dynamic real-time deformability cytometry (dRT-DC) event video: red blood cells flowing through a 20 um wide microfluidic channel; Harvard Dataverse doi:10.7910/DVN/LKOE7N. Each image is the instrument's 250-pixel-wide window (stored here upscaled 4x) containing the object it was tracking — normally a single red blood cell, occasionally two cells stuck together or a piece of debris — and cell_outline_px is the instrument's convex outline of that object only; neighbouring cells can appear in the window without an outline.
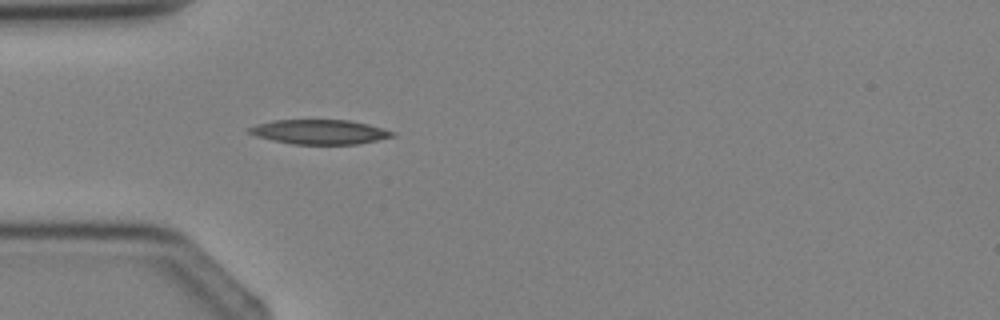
{"species": "Egyptian fruit bat (a non-hibernating species)", "species_latin": "Rousettus aegyptiacus", "temperature_condition": "cold", "stored_images_in_passage": 3, "camera_frame_rate_fps": 3000, "um_per_image_px": 0.085, "animal": {"sex": "female"}, "frame": {"image": 1, "passage_image": 3, "time_ms": 3.333, "image_size_px": [1000, 320], "cell_outline_px": [[396, 136], [356, 144], [292, 144], [272, 140], [256, 136], [248, 132], [244, 128], [256, 124], [272, 120], [348, 120], [368, 124], [384, 128], [396, 132]], "centroid_in_image_um": [27.14, 11.2], "position_along_channel_um": 57.9, "area_um2": 20.63}}